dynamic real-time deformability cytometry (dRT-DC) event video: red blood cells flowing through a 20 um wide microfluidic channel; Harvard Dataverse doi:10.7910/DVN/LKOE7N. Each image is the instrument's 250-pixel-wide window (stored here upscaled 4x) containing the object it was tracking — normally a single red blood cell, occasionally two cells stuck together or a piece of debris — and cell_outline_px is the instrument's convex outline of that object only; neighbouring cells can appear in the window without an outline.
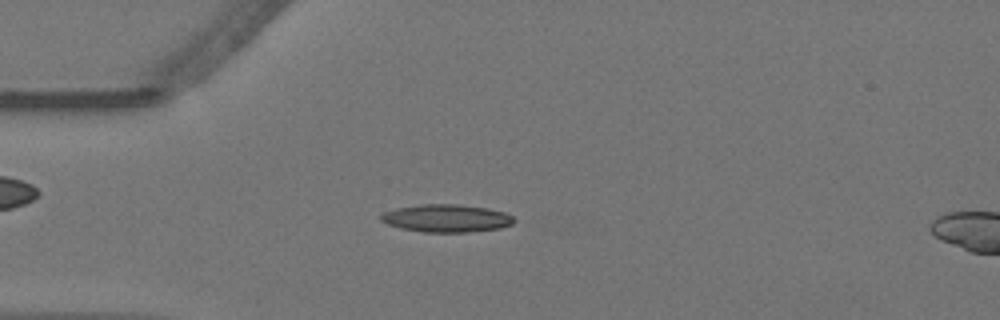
{"species": "Egyptian fruit bat (a non-hibernating species)", "species_latin": "Rousettus aegyptiacus", "temperature_condition": "warm", "stored_images_in_passage": 23, "camera_frame_rate_fps": 3000, "um_per_image_px": 0.085, "animal": {"sex": "female"}, "frame": {"image": 1, "passage_image": 14, "time_ms": 4.333, "image_size_px": [1000, 320], "cell_outline_px": [[516, 220], [512, 224], [500, 228], [468, 232], [420, 232], [400, 228], [388, 224], [380, 220], [380, 216], [384, 212], [396, 208], [420, 204], [456, 204], [488, 208], [504, 212], [512, 216]], "centroid_in_image_um": [37.94, 18.55], "position_along_channel_um": 47.1, "area_um2": 21.56}}
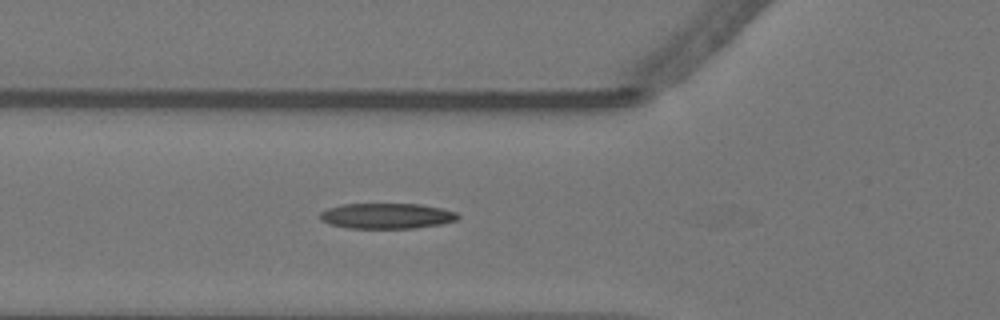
{"frame": {"image": 2, "passage_image": 19, "time_ms": 6.0, "image_size_px": [1000, 320], "cell_outline_px": [[460, 216], [456, 220], [440, 224], [416, 228], [348, 228], [328, 224], [320, 220], [320, 212], [328, 208], [344, 204], [420, 204], [444, 208], [456, 212]], "centroid_in_image_um": [32.87, 18.35], "position_along_channel_um": 92.9, "area_um2": 20.58}}
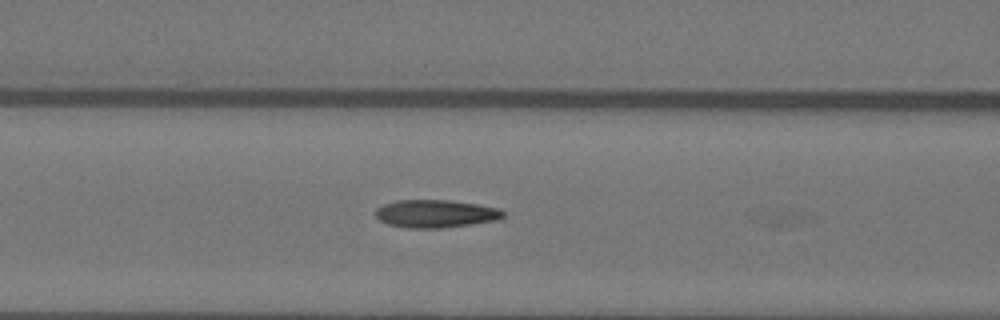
{"frame": {"image": 3, "passage_image": 22, "time_ms": 7.0, "image_size_px": [1000, 320], "cell_outline_px": [[504, 216], [496, 220], [472, 224], [440, 228], [404, 228], [388, 224], [380, 220], [376, 216], [376, 208], [384, 204], [396, 200], [452, 200], [500, 208], [504, 212]], "centroid_in_image_um": [37.02, 18.16], "position_along_channel_um": 129.6, "area_um2": 20.75}}